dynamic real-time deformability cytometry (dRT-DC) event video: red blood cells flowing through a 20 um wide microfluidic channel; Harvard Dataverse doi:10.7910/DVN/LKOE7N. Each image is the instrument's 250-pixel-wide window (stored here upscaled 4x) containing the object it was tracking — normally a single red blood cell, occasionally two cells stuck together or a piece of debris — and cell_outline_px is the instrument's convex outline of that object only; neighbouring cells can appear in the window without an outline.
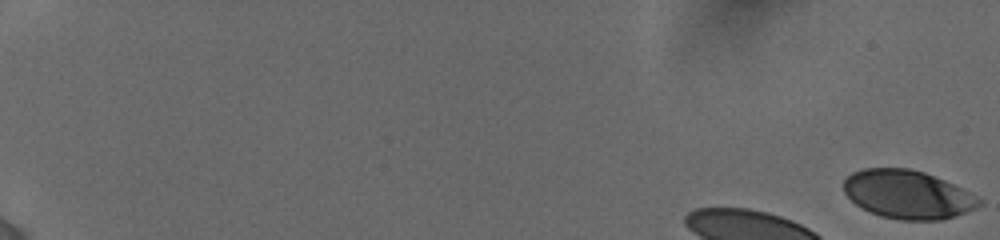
{"species": "human", "species_latin": "Homo sapiens", "temperature_condition": "cold", "stored_images_in_passage": 8, "camera_frame_rate_fps": 3000, "um_per_image_px": 0.085, "donor": {"sex": "female"}, "frame": {"image": 1, "passage_image": 1, "time_ms": 0.0, "image_size_px": [1000, 240], "cell_outline_px": [[984, 204], [976, 208], [956, 216], [940, 220], [900, 220], [880, 216], [860, 208], [844, 192], [844, 180], [852, 172], [864, 168], [908, 168], [924, 172], [944, 180], [984, 200]], "centroid_in_image_um": [77.16, 16.54], "position_along_channel_um": 7.8, "area_um2": 38.26}}